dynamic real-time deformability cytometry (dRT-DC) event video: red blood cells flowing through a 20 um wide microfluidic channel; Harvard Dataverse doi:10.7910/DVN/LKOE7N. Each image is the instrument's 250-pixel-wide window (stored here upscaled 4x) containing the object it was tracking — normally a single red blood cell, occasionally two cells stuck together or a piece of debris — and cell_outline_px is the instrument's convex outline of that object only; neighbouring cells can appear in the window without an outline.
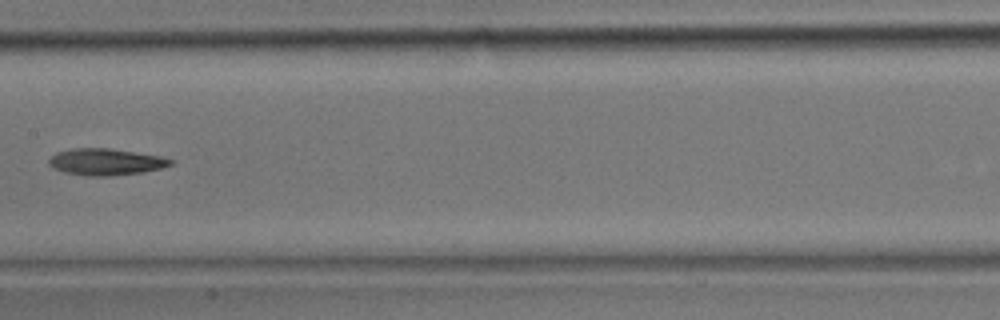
{"species": "common noctule bat (a hibernating species)", "species_latin": "Nyctalus noctula", "temperature_condition": "room temperature", "stored_images_in_passage": 23, "camera_frame_rate_fps": 3000, "um_per_image_px": 0.085, "animal": {"sex": "male", "body_mass_g": 17.9}, "frame": {"image": 1, "passage_image": 7, "time_ms": 2.0, "image_size_px": [1000, 320], "cell_outline_px": [[176, 160], [172, 164], [160, 168], [144, 172], [108, 176], [84, 176], [64, 172], [48, 164], [48, 160], [56, 152], [72, 148], [108, 148], [160, 156]], "centroid_in_image_um": [8.99, 13.76], "position_along_channel_um": 198.4, "area_um2": 18.84}}